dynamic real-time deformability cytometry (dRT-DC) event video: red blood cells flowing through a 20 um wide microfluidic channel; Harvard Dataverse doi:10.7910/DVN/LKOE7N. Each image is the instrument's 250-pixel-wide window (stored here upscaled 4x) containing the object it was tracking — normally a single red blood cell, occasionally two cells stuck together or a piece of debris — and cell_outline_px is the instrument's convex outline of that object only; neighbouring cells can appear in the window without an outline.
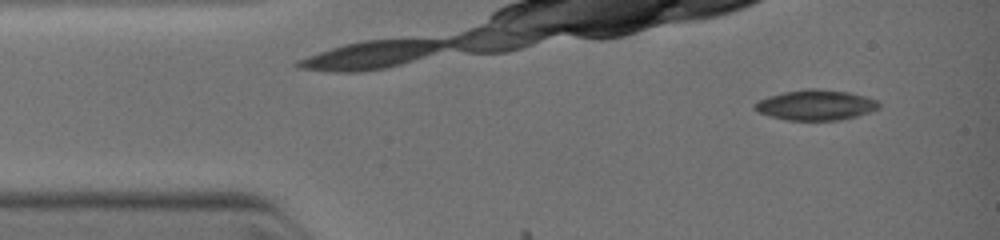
{"species": "common noctule bat (a hibernating species)", "species_latin": "Nyctalus noctula", "temperature_condition": "warm", "stored_images_in_passage": 37, "camera_frame_rate_fps": 3000, "um_per_image_px": 0.085, "animal": {"sex": "female", "body_mass_g": 19.0, "forearm_length_mm": 51.5}, "frame": {"image": 1, "passage_image": 2, "time_ms": 0.333, "image_size_px": [1000, 240], "cell_outline_px": [[880, 108], [856, 116], [836, 120], [788, 120], [772, 116], [760, 112], [752, 104], [768, 96], [784, 92], [808, 88], [816, 88], [848, 92], [880, 100]], "centroid_in_image_um": [69.38, 8.91], "position_along_channel_um": 15.6, "area_um2": 21.73}}